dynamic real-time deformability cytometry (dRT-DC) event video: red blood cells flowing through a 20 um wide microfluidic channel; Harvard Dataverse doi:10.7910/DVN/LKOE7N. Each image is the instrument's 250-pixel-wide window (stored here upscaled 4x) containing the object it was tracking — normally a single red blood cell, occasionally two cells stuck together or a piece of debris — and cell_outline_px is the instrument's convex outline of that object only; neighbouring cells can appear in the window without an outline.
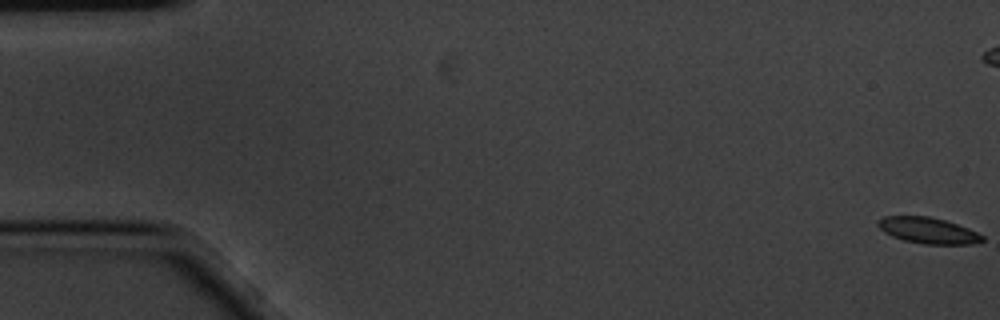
{"species": "common noctule bat (a hibernating species)", "species_latin": "Nyctalus noctula", "temperature_condition": "cold", "stored_images_in_passage": 7, "camera_frame_rate_fps": 3000, "um_per_image_px": 0.085, "animal": {"sex": "male", "body_mass_g": 20.1, "forearm_length_mm": 53.5}, "frame": {"image": 1, "passage_image": 1, "time_ms": 0.0, "image_size_px": [1000, 320], "cell_outline_px": [[984, 240], [972, 244], [924, 244], [904, 240], [892, 236], [884, 232], [876, 224], [876, 220], [884, 216], [928, 216], [944, 220], [968, 228], [984, 236]], "centroid_in_image_um": [78.85, 19.59], "position_along_channel_um": 6.1, "area_um2": 15.78}}